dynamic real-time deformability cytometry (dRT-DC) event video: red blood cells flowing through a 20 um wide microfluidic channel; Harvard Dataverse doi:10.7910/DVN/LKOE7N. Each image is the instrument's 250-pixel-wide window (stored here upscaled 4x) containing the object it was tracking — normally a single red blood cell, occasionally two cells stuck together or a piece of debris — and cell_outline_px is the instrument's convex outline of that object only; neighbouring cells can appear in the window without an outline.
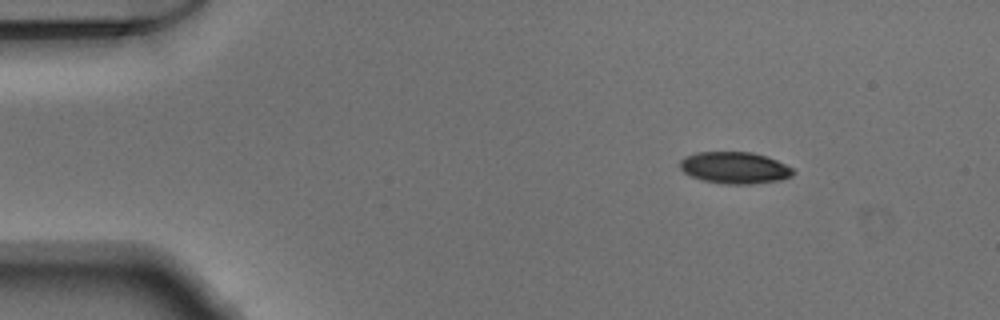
{"species": "Egyptian fruit bat (a non-hibernating species)", "species_latin": "Rousettus aegyptiacus", "temperature_condition": "warm", "stored_images_in_passage": 50, "camera_frame_rate_fps": 3000, "um_per_image_px": 0.085, "animal": {"sex": "male"}, "frame": {"image": 1, "passage_image": 6, "time_ms": 1.667, "image_size_px": [1000, 320], "cell_outline_px": [[796, 172], [792, 176], [780, 180], [752, 184], [720, 184], [704, 180], [692, 176], [684, 172], [680, 168], [680, 160], [684, 156], [696, 152], [752, 152], [776, 160], [792, 168]], "centroid_in_image_um": [62.44, 14.26], "position_along_channel_um": 22.6, "area_um2": 20.92}}
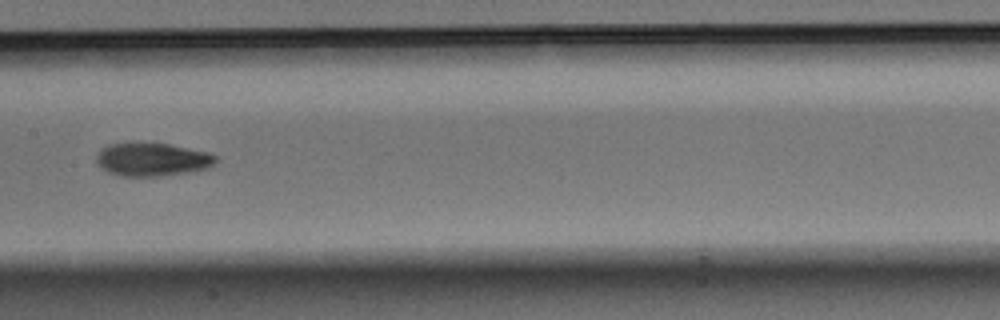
{"frame": {"image": 2, "passage_image": 25, "time_ms": 8.0, "image_size_px": [1000, 320], "cell_outline_px": [[216, 160], [212, 164], [204, 168], [184, 172], [160, 176], [120, 176], [108, 172], [100, 168], [96, 160], [96, 156], [108, 144], [136, 140], [168, 144], [208, 152], [216, 156]], "centroid_in_image_um": [12.85, 13.51], "position_along_channel_um": 194.6, "area_um2": 23.29}}
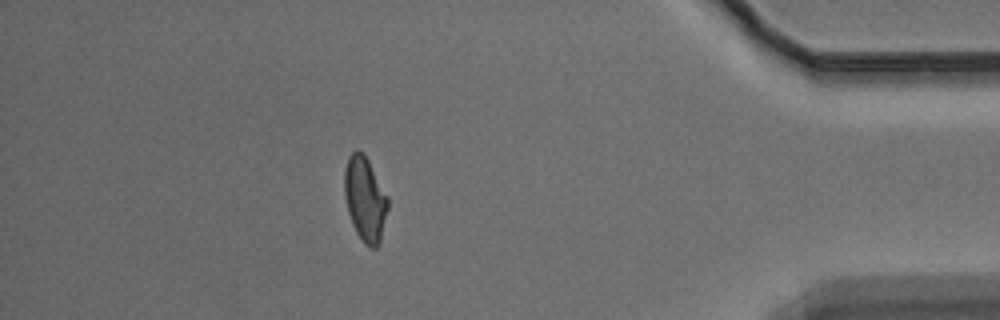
{"frame": {"image": 3, "passage_image": 44, "time_ms": 14.333, "image_size_px": [1000, 320], "cell_outline_px": [[388, 208], [380, 244], [376, 248], [372, 248], [364, 244], [356, 232], [352, 224], [348, 212], [344, 192], [344, 172], [348, 156], [356, 148], [364, 152], [388, 196]], "centroid_in_image_um": [31.03, 16.91], "position_along_channel_um": 404.2, "area_um2": 21.68}}